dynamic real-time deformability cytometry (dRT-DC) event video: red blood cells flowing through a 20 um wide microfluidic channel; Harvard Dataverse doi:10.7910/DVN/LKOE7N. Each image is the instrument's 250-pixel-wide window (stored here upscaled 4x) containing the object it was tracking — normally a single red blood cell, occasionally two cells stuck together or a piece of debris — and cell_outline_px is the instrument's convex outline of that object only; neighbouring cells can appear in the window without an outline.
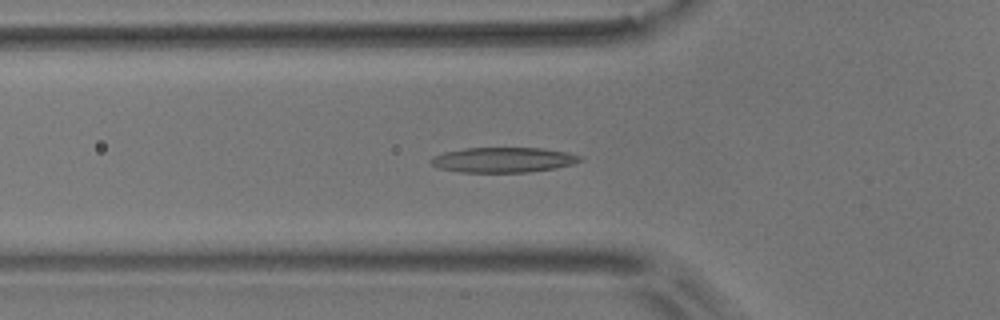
{"species": "common noctule bat (a hibernating species)", "species_latin": "Nyctalus noctula", "temperature_condition": "room temperature", "stored_images_in_passage": 55, "camera_frame_rate_fps": 3000, "um_per_image_px": 0.085, "animal": {"sex": "male", "body_mass_g": 17.9}, "frame": {"image": 1, "passage_image": 18, "time_ms": 5.667, "image_size_px": [1000, 320], "cell_outline_px": [[584, 160], [572, 164], [556, 168], [528, 172], [460, 172], [440, 168], [432, 164], [428, 160], [432, 156], [444, 152], [464, 148], [544, 148], [568, 152], [580, 156]], "centroid_in_image_um": [42.78, 13.58], "position_along_channel_um": 83.0, "area_um2": 21.91}}
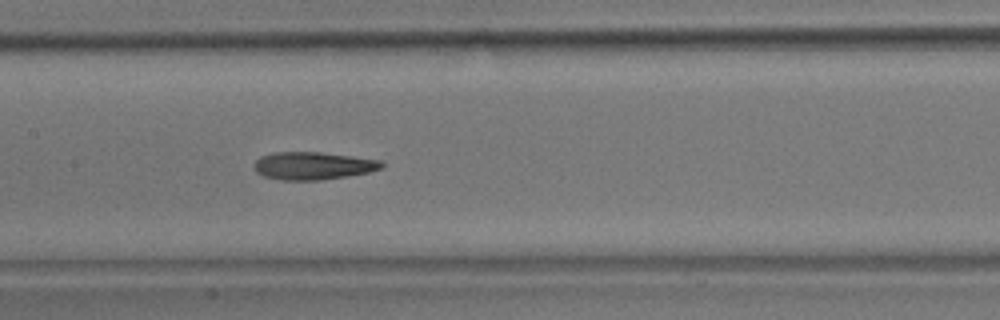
{"frame": {"image": 2, "passage_image": 26, "time_ms": 8.333, "image_size_px": [1000, 320], "cell_outline_px": [[384, 168], [368, 172], [320, 180], [280, 180], [264, 176], [256, 172], [252, 168], [252, 164], [260, 156], [272, 152], [320, 152], [384, 160]], "centroid_in_image_um": [26.58, 14.08], "position_along_channel_um": 180.8, "area_um2": 20.81}}
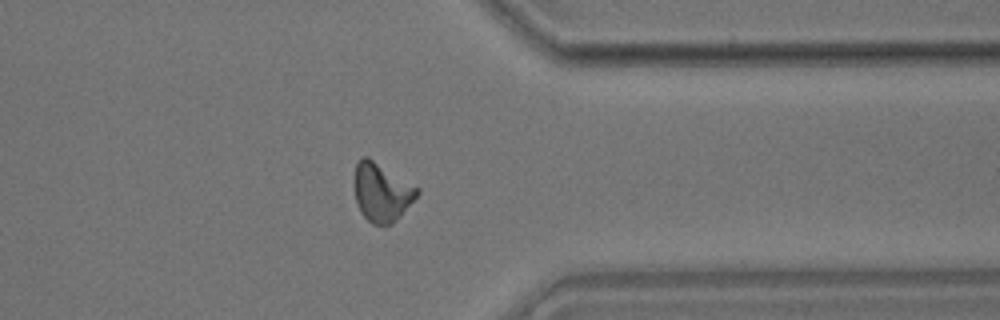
{"frame": {"image": 3, "passage_image": 43, "time_ms": 14.0, "image_size_px": [1000, 320], "cell_outline_px": [[420, 192], [400, 216], [392, 224], [372, 224], [360, 212], [356, 200], [352, 184], [352, 180], [356, 164], [360, 156], [368, 156], [420, 188]], "centroid_in_image_um": [32.4, 16.3], "position_along_channel_um": 379.0, "area_um2": 21.73}, "authors_computed_cell_mechanics": {"area_um2": 20.808, "velocity_mm_per_s": 3.6298, "shape_relaxation_time_tau1_ms": null, "shape_relaxation_time_tau2_ms": 3.9274, "deformation_change_tau1": null, "deformation_change_tau2": 0.1369}}